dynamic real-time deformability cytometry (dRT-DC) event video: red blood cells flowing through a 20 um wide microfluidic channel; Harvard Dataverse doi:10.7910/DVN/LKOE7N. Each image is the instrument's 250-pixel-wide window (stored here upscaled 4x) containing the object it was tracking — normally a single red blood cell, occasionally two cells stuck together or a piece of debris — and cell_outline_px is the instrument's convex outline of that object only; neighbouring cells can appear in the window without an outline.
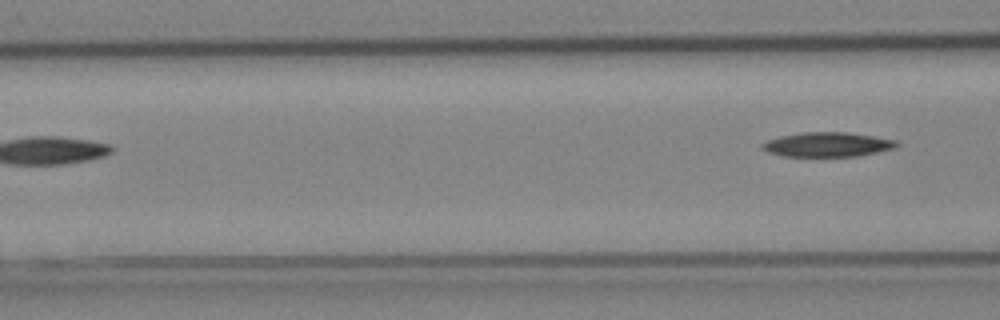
{"species": "Egyptian fruit bat (a non-hibernating species)", "species_latin": "Rousettus aegyptiacus", "temperature_condition": "cold", "stored_images_in_passage": 5, "camera_frame_rate_fps": 3000, "um_per_image_px": 0.085, "animal": {"sex": "female"}, "frame": {"image": 1, "passage_image": 5, "time_ms": 1.333, "image_size_px": [1000, 320], "cell_outline_px": [[900, 144], [896, 148], [856, 156], [780, 156], [768, 152], [760, 148], [760, 144], [768, 140], [780, 136], [804, 132], [848, 132], [896, 140]], "centroid_in_image_um": [70.31, 12.28], "position_along_channel_um": 96.3, "area_um2": 19.19}}